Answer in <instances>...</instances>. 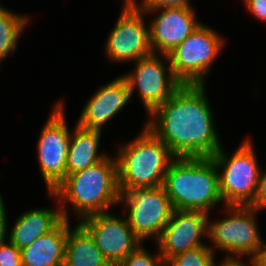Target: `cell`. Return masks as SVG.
<instances>
[{
    "label": "cell",
    "mask_w": 266,
    "mask_h": 266,
    "mask_svg": "<svg viewBox=\"0 0 266 266\" xmlns=\"http://www.w3.org/2000/svg\"><path fill=\"white\" fill-rule=\"evenodd\" d=\"M223 209L222 213H228L223 219L208 220V238L214 246L211 249L227 253L225 258L241 259L245 255L250 258L263 238L256 219L258 211L250 206H223Z\"/></svg>",
    "instance_id": "52a82bcc"
},
{
    "label": "cell",
    "mask_w": 266,
    "mask_h": 266,
    "mask_svg": "<svg viewBox=\"0 0 266 266\" xmlns=\"http://www.w3.org/2000/svg\"><path fill=\"white\" fill-rule=\"evenodd\" d=\"M0 266H22L21 250L9 240L0 244Z\"/></svg>",
    "instance_id": "603a6c76"
},
{
    "label": "cell",
    "mask_w": 266,
    "mask_h": 266,
    "mask_svg": "<svg viewBox=\"0 0 266 266\" xmlns=\"http://www.w3.org/2000/svg\"><path fill=\"white\" fill-rule=\"evenodd\" d=\"M209 214L197 210H173L160 237L155 241L162 261L166 263L176 254L199 246L208 237Z\"/></svg>",
    "instance_id": "4fadbf2b"
},
{
    "label": "cell",
    "mask_w": 266,
    "mask_h": 266,
    "mask_svg": "<svg viewBox=\"0 0 266 266\" xmlns=\"http://www.w3.org/2000/svg\"><path fill=\"white\" fill-rule=\"evenodd\" d=\"M120 16L106 39L105 53L113 62L134 63L152 53L146 14L134 2H124Z\"/></svg>",
    "instance_id": "8fae6325"
},
{
    "label": "cell",
    "mask_w": 266,
    "mask_h": 266,
    "mask_svg": "<svg viewBox=\"0 0 266 266\" xmlns=\"http://www.w3.org/2000/svg\"><path fill=\"white\" fill-rule=\"evenodd\" d=\"M210 245L199 246L176 254L165 266H214L215 255Z\"/></svg>",
    "instance_id": "44dd1931"
},
{
    "label": "cell",
    "mask_w": 266,
    "mask_h": 266,
    "mask_svg": "<svg viewBox=\"0 0 266 266\" xmlns=\"http://www.w3.org/2000/svg\"><path fill=\"white\" fill-rule=\"evenodd\" d=\"M65 102H57L39 135L38 160L47 192L54 189L67 174V155L71 131L66 124Z\"/></svg>",
    "instance_id": "9c48e42d"
},
{
    "label": "cell",
    "mask_w": 266,
    "mask_h": 266,
    "mask_svg": "<svg viewBox=\"0 0 266 266\" xmlns=\"http://www.w3.org/2000/svg\"><path fill=\"white\" fill-rule=\"evenodd\" d=\"M120 217L108 211L87 216L79 221L112 266L142 244L129 226L126 216Z\"/></svg>",
    "instance_id": "7c38bea8"
},
{
    "label": "cell",
    "mask_w": 266,
    "mask_h": 266,
    "mask_svg": "<svg viewBox=\"0 0 266 266\" xmlns=\"http://www.w3.org/2000/svg\"><path fill=\"white\" fill-rule=\"evenodd\" d=\"M6 209L4 205L3 198L0 194V244L7 241L5 240L8 235V220L6 217ZM7 234V235H6Z\"/></svg>",
    "instance_id": "83f0119b"
},
{
    "label": "cell",
    "mask_w": 266,
    "mask_h": 266,
    "mask_svg": "<svg viewBox=\"0 0 266 266\" xmlns=\"http://www.w3.org/2000/svg\"><path fill=\"white\" fill-rule=\"evenodd\" d=\"M251 141L246 137L231 157L225 154L223 147L212 156L225 206H249L256 195L261 167Z\"/></svg>",
    "instance_id": "5b68a950"
},
{
    "label": "cell",
    "mask_w": 266,
    "mask_h": 266,
    "mask_svg": "<svg viewBox=\"0 0 266 266\" xmlns=\"http://www.w3.org/2000/svg\"><path fill=\"white\" fill-rule=\"evenodd\" d=\"M247 10L255 19L266 23V0H244Z\"/></svg>",
    "instance_id": "484cf974"
},
{
    "label": "cell",
    "mask_w": 266,
    "mask_h": 266,
    "mask_svg": "<svg viewBox=\"0 0 266 266\" xmlns=\"http://www.w3.org/2000/svg\"><path fill=\"white\" fill-rule=\"evenodd\" d=\"M205 85L182 84L144 125L176 157H212L223 145Z\"/></svg>",
    "instance_id": "6da1fadb"
},
{
    "label": "cell",
    "mask_w": 266,
    "mask_h": 266,
    "mask_svg": "<svg viewBox=\"0 0 266 266\" xmlns=\"http://www.w3.org/2000/svg\"><path fill=\"white\" fill-rule=\"evenodd\" d=\"M68 219L21 250L22 266H63Z\"/></svg>",
    "instance_id": "2e32d148"
},
{
    "label": "cell",
    "mask_w": 266,
    "mask_h": 266,
    "mask_svg": "<svg viewBox=\"0 0 266 266\" xmlns=\"http://www.w3.org/2000/svg\"><path fill=\"white\" fill-rule=\"evenodd\" d=\"M145 14L160 12L149 23V42L153 53L168 54L201 24L193 7L141 9Z\"/></svg>",
    "instance_id": "5bb4252c"
},
{
    "label": "cell",
    "mask_w": 266,
    "mask_h": 266,
    "mask_svg": "<svg viewBox=\"0 0 266 266\" xmlns=\"http://www.w3.org/2000/svg\"><path fill=\"white\" fill-rule=\"evenodd\" d=\"M265 241H261L254 254L250 257L251 266H266V244Z\"/></svg>",
    "instance_id": "4316f807"
},
{
    "label": "cell",
    "mask_w": 266,
    "mask_h": 266,
    "mask_svg": "<svg viewBox=\"0 0 266 266\" xmlns=\"http://www.w3.org/2000/svg\"><path fill=\"white\" fill-rule=\"evenodd\" d=\"M142 245L143 243L115 266H165L159 251L157 255H151Z\"/></svg>",
    "instance_id": "7402d4cb"
},
{
    "label": "cell",
    "mask_w": 266,
    "mask_h": 266,
    "mask_svg": "<svg viewBox=\"0 0 266 266\" xmlns=\"http://www.w3.org/2000/svg\"><path fill=\"white\" fill-rule=\"evenodd\" d=\"M134 64L133 71L128 74L124 73L122 76L128 83L130 97L137 90L146 112L150 114L158 106L164 104L182 84L175 78L166 54L158 53L157 55L152 52Z\"/></svg>",
    "instance_id": "30bf717a"
},
{
    "label": "cell",
    "mask_w": 266,
    "mask_h": 266,
    "mask_svg": "<svg viewBox=\"0 0 266 266\" xmlns=\"http://www.w3.org/2000/svg\"><path fill=\"white\" fill-rule=\"evenodd\" d=\"M249 206L258 212L266 209V169L263 172L261 171L256 195Z\"/></svg>",
    "instance_id": "d4e9b609"
},
{
    "label": "cell",
    "mask_w": 266,
    "mask_h": 266,
    "mask_svg": "<svg viewBox=\"0 0 266 266\" xmlns=\"http://www.w3.org/2000/svg\"><path fill=\"white\" fill-rule=\"evenodd\" d=\"M163 187L174 210H210L223 202L218 170L212 157H177L169 166Z\"/></svg>",
    "instance_id": "3957f363"
},
{
    "label": "cell",
    "mask_w": 266,
    "mask_h": 266,
    "mask_svg": "<svg viewBox=\"0 0 266 266\" xmlns=\"http://www.w3.org/2000/svg\"><path fill=\"white\" fill-rule=\"evenodd\" d=\"M224 38L201 23L167 55L175 78L181 84L206 85L212 64L224 48Z\"/></svg>",
    "instance_id": "8992f818"
},
{
    "label": "cell",
    "mask_w": 266,
    "mask_h": 266,
    "mask_svg": "<svg viewBox=\"0 0 266 266\" xmlns=\"http://www.w3.org/2000/svg\"><path fill=\"white\" fill-rule=\"evenodd\" d=\"M29 20L27 14H16L4 8L0 3V63L7 58L8 54H13L18 48V39L27 27Z\"/></svg>",
    "instance_id": "ffe728a7"
},
{
    "label": "cell",
    "mask_w": 266,
    "mask_h": 266,
    "mask_svg": "<svg viewBox=\"0 0 266 266\" xmlns=\"http://www.w3.org/2000/svg\"><path fill=\"white\" fill-rule=\"evenodd\" d=\"M116 151L120 193L135 187L163 186L170 164L177 158L147 127Z\"/></svg>",
    "instance_id": "277c9868"
},
{
    "label": "cell",
    "mask_w": 266,
    "mask_h": 266,
    "mask_svg": "<svg viewBox=\"0 0 266 266\" xmlns=\"http://www.w3.org/2000/svg\"><path fill=\"white\" fill-rule=\"evenodd\" d=\"M63 219L60 206L56 209H30L17 217L7 239L22 250L41 235L53 230Z\"/></svg>",
    "instance_id": "e0dca14e"
},
{
    "label": "cell",
    "mask_w": 266,
    "mask_h": 266,
    "mask_svg": "<svg viewBox=\"0 0 266 266\" xmlns=\"http://www.w3.org/2000/svg\"><path fill=\"white\" fill-rule=\"evenodd\" d=\"M119 203L128 206L126 219L142 243L160 237L174 210L163 186L127 190L121 193Z\"/></svg>",
    "instance_id": "ba28073f"
},
{
    "label": "cell",
    "mask_w": 266,
    "mask_h": 266,
    "mask_svg": "<svg viewBox=\"0 0 266 266\" xmlns=\"http://www.w3.org/2000/svg\"><path fill=\"white\" fill-rule=\"evenodd\" d=\"M63 266H112L96 247L91 234L78 222L68 234Z\"/></svg>",
    "instance_id": "d6986e66"
},
{
    "label": "cell",
    "mask_w": 266,
    "mask_h": 266,
    "mask_svg": "<svg viewBox=\"0 0 266 266\" xmlns=\"http://www.w3.org/2000/svg\"><path fill=\"white\" fill-rule=\"evenodd\" d=\"M59 202L63 218L70 219L65 203L69 202L80 220L93 214L108 212L120 200L118 164L116 156H107L99 163L73 174L49 192Z\"/></svg>",
    "instance_id": "7a4b0ae2"
},
{
    "label": "cell",
    "mask_w": 266,
    "mask_h": 266,
    "mask_svg": "<svg viewBox=\"0 0 266 266\" xmlns=\"http://www.w3.org/2000/svg\"><path fill=\"white\" fill-rule=\"evenodd\" d=\"M137 0L134 3L140 9H159L167 7H192L189 0Z\"/></svg>",
    "instance_id": "cb8c5ba5"
},
{
    "label": "cell",
    "mask_w": 266,
    "mask_h": 266,
    "mask_svg": "<svg viewBox=\"0 0 266 266\" xmlns=\"http://www.w3.org/2000/svg\"><path fill=\"white\" fill-rule=\"evenodd\" d=\"M131 99L128 83L120 75L101 87L85 104L77 124L87 129L103 130Z\"/></svg>",
    "instance_id": "9a60e30c"
},
{
    "label": "cell",
    "mask_w": 266,
    "mask_h": 266,
    "mask_svg": "<svg viewBox=\"0 0 266 266\" xmlns=\"http://www.w3.org/2000/svg\"><path fill=\"white\" fill-rule=\"evenodd\" d=\"M73 131L67 155V174L84 170L109 155L105 152H98L102 130L87 129L76 123Z\"/></svg>",
    "instance_id": "ac0fdd59"
},
{
    "label": "cell",
    "mask_w": 266,
    "mask_h": 266,
    "mask_svg": "<svg viewBox=\"0 0 266 266\" xmlns=\"http://www.w3.org/2000/svg\"><path fill=\"white\" fill-rule=\"evenodd\" d=\"M214 266H247L246 261L243 262L239 258H224L221 263H215Z\"/></svg>",
    "instance_id": "f1b7e54d"
},
{
    "label": "cell",
    "mask_w": 266,
    "mask_h": 266,
    "mask_svg": "<svg viewBox=\"0 0 266 266\" xmlns=\"http://www.w3.org/2000/svg\"><path fill=\"white\" fill-rule=\"evenodd\" d=\"M135 0H124V2H134ZM138 1V0H137Z\"/></svg>",
    "instance_id": "f546056e"
}]
</instances>
